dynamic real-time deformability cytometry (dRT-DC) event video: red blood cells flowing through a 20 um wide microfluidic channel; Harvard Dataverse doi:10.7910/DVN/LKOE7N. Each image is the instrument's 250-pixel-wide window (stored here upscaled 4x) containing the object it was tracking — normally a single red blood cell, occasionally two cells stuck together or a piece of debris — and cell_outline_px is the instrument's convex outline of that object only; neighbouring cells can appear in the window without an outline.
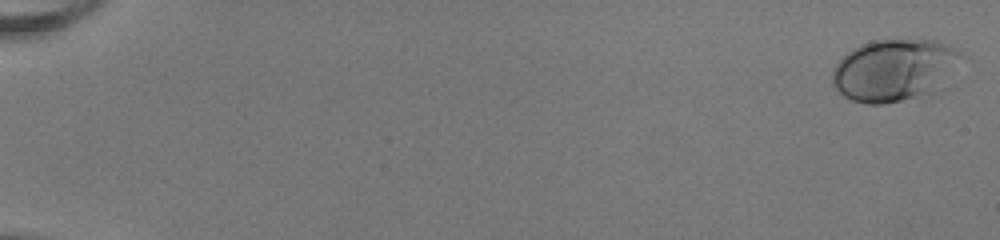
{"species": "human", "species_latin": "Homo sapiens", "temperature_condition": "room temperature", "stored_images_in_passage": 53, "camera_frame_rate_fps": 3000, "um_per_image_px": 0.085, "donor": {"sex": "female"}, "frame": {"image": 1, "passage_image": 1, "time_ms": 0.0, "image_size_px": [1000, 240], "cell_outline_px": [[960, 52], [948, 88], [940, 92], [884, 104], [868, 104], [852, 100], [844, 96], [832, 84], [832, 72], [836, 64], [852, 48], [860, 44], [872, 40], [936, 40], [948, 44], [956, 48]], "centroid_in_image_um": [76.06, 5.98], "position_along_channel_um": 8.9, "area_um2": 47.22}}
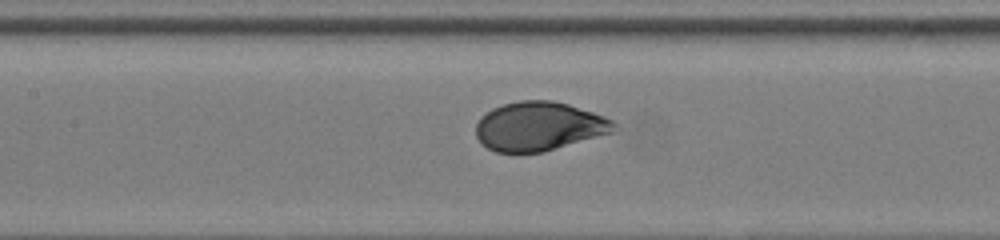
{"frame": {"image": 2, "passage_image": 27, "time_ms": 8.667, "image_size_px": [1000, 240], "cell_outline_px": [[620, 128], [612, 132], [540, 152], [496, 152], [488, 148], [476, 136], [476, 124], [480, 116], [492, 108], [504, 104], [520, 100], [552, 100], [568, 104], [604, 116], [612, 120]], "centroid_in_image_um": [45.8, 10.72], "position_along_channel_um": 161.6, "area_um2": 39.02}}
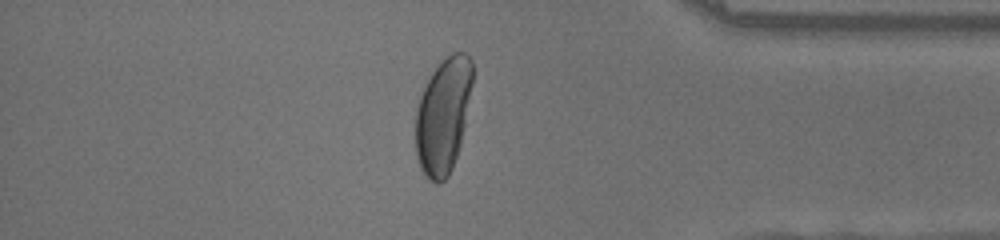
{"frame": {"image": 3, "passage_image": 46, "time_ms": 15.0, "image_size_px": [1000, 240], "cell_outline_px": [[472, 84], [460, 144], [452, 168], [448, 176], [440, 184], [436, 184], [428, 180], [424, 176], [420, 168], [416, 156], [416, 108], [420, 96], [432, 72], [452, 52], [464, 52], [472, 60]], "centroid_in_image_um": [37.65, 9.87], "position_along_channel_um": 397.6, "area_um2": 37.97}, "authors_computed_cell_mechanics": {"area_um2": 40.8646, "velocity_mm_per_s": 4.0, "shape_relaxation_time_tau1_ms": 3.7365, "shape_relaxation_time_tau2_ms": null, "deformation_change_tau1": 0.1817, "deformation_change_tau2": null}}